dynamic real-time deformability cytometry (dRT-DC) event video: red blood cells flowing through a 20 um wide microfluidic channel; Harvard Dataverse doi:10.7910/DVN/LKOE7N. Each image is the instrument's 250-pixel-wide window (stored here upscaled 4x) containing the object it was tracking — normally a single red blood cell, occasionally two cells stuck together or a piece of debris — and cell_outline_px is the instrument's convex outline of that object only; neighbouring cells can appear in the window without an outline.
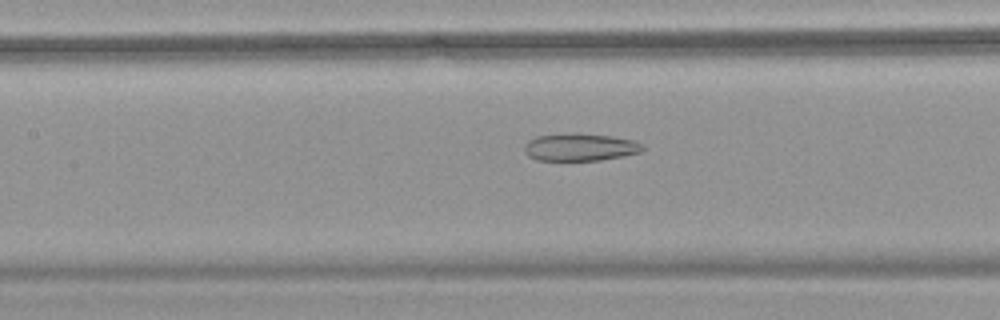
{"species": "common noctule bat (a hibernating species)", "species_latin": "Nyctalus noctula", "temperature_condition": "warm", "stored_images_in_passage": 55, "camera_frame_rate_fps": 3000, "um_per_image_px": 0.085, "animal": {"sex": "female", "body_mass_g": 18.4}, "frame": {"image": 1, "passage_image": 26, "time_ms": 8.333, "image_size_px": [1000, 320], "cell_outline_px": [[644, 148], [640, 152], [624, 156], [600, 160], [536, 160], [528, 156], [524, 152], [524, 144], [528, 140], [536, 136], [572, 132], [576, 132], [612, 136], [632, 140], [644, 144]], "centroid_in_image_um": [49.28, 12.49], "position_along_channel_um": 158.1, "area_um2": 19.25}}
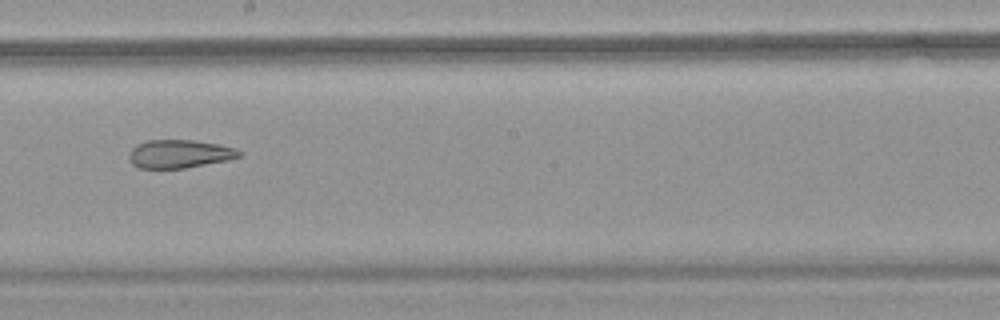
{"frame": {"image": 2, "passage_image": 32, "time_ms": 10.333, "image_size_px": [1000, 320], "cell_outline_px": [[244, 152], [240, 156], [228, 160], [184, 168], [136, 168], [128, 160], [128, 156], [132, 148], [136, 144], [148, 140], [196, 140], [220, 144], [236, 148]], "centroid_in_image_um": [15.25, 13.07], "position_along_channel_um": 232.9, "area_um2": 18.38}}
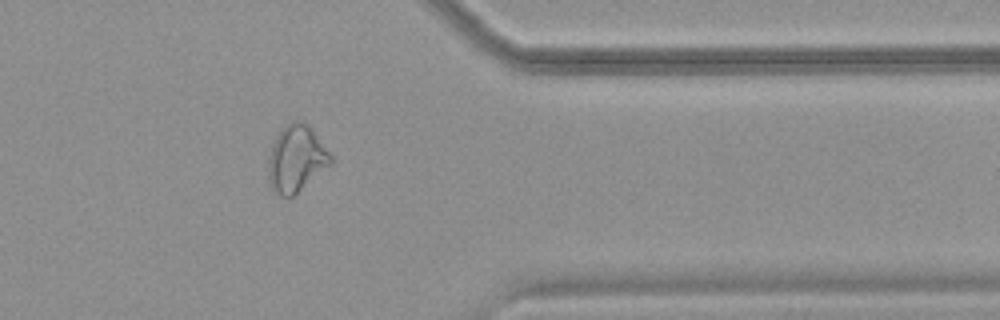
{"frame": {"image": 3, "passage_image": 45, "time_ms": 14.667, "image_size_px": [1000, 320], "cell_outline_px": [[332, 164], [288, 200], [272, 192], [268, 176], [268, 156], [272, 144], [276, 136], [292, 120], [300, 120], [308, 124], [332, 156]], "centroid_in_image_um": [25.16, 13.53], "position_along_channel_um": 386.2, "area_um2": 24.39}, "authors_computed_cell_mechanics": {"area_um2": 25.0274, "velocity_mm_per_s": 3.7616, "shape_relaxation_time_tau1_ms": null, "shape_relaxation_time_tau2_ms": 2.4395, "deformation_change_tau1": null, "deformation_change_tau2": 0.1061}}